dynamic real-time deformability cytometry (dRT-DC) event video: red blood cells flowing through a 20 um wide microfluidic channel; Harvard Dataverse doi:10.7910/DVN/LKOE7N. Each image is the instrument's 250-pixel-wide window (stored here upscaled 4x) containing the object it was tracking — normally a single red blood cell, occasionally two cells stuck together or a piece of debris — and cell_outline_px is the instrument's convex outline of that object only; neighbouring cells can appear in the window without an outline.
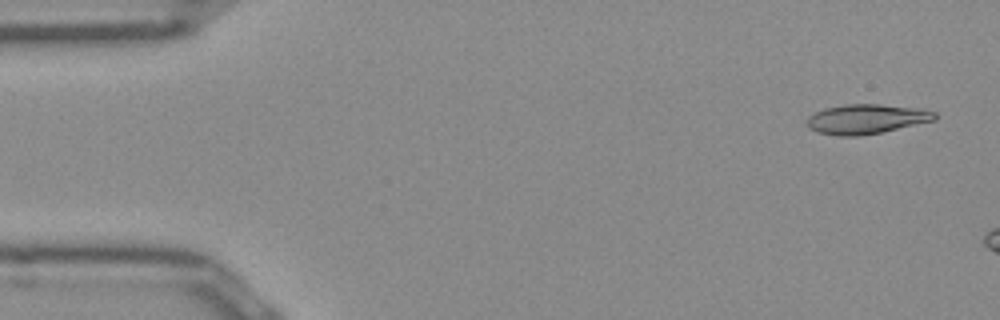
{"species": "Egyptian fruit bat (a non-hibernating species)", "species_latin": "Rousettus aegyptiacus", "temperature_condition": "room temperature", "stored_images_in_passage": 7, "camera_frame_rate_fps": 3000, "um_per_image_px": 0.085, "frame": {"image": 1, "passage_image": 2, "time_ms": 0.333, "image_size_px": [1000, 320], "cell_outline_px": [[936, 120], [880, 132], [856, 136], [840, 136], [816, 132], [808, 128], [808, 116], [824, 108], [844, 104], [880, 104], [924, 108], [936, 112]], "centroid_in_image_um": [73.66, 10.1], "position_along_channel_um": 11.3, "area_um2": 22.14}}